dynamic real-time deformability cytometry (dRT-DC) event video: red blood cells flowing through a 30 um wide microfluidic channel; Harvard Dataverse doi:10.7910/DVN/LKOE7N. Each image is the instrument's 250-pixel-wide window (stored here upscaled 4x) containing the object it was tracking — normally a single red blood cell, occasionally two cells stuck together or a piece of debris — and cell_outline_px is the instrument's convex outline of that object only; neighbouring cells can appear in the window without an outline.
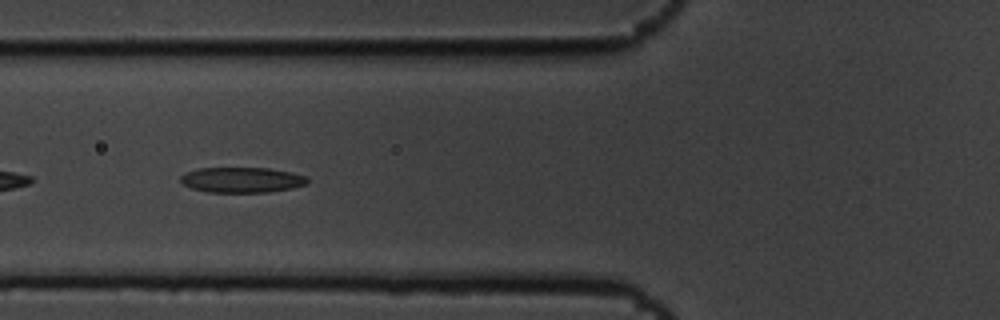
{"species": "common noctule bat (a hibernating species)", "species_latin": "Nyctalus noctula", "temperature_condition": "cold", "stored_images_in_passage": 15, "camera_frame_rate_fps": 3000, "um_per_image_px": 0.085, "animal": {"sex": "male", "body_mass_g": 19.5, "forearm_length_mm": 54.6}, "frame": {"image": 1, "passage_image": 5, "time_ms": 1.333, "image_size_px": [1000, 320], "cell_outline_px": [[308, 184], [292, 188], [268, 192], [208, 192], [192, 188], [184, 184], [180, 180], [180, 176], [184, 172], [196, 168], [268, 168], [292, 172], [308, 176]], "centroid_in_image_um": [20.57, 15.28], "position_along_channel_um": 105.2, "area_um2": 18.9}}
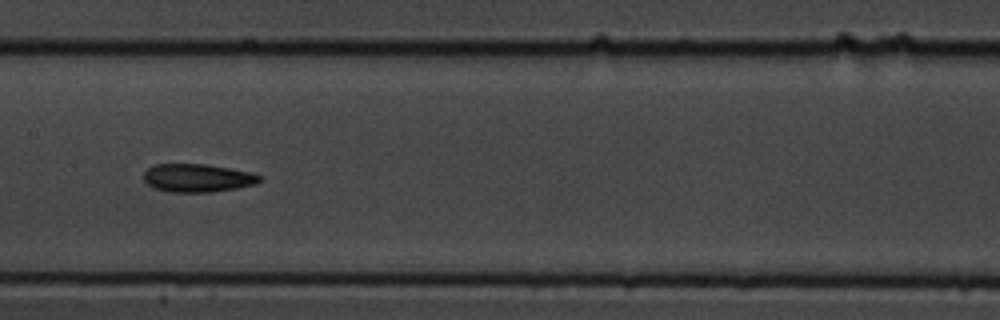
{"frame": {"image": 2, "passage_image": 7, "time_ms": 2.0, "image_size_px": [1000, 320], "cell_outline_px": [[260, 180], [256, 184], [236, 188], [212, 192], [168, 192], [152, 188], [144, 180], [144, 172], [148, 168], [156, 164], [208, 164], [252, 172], [260, 176]], "centroid_in_image_um": [16.77, 15.13], "position_along_channel_um": 190.6, "area_um2": 19.13}}
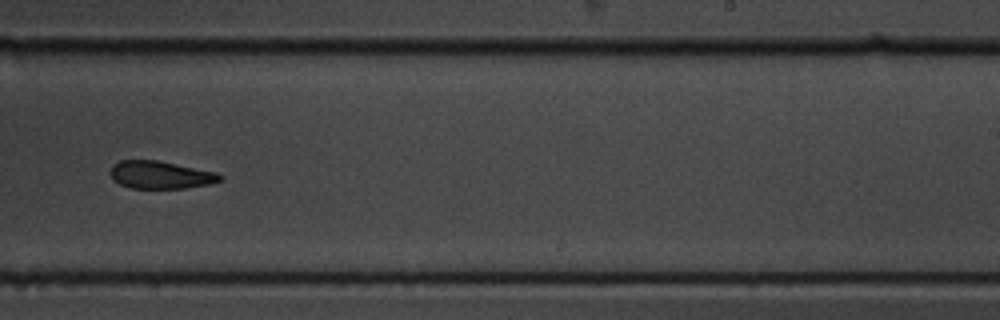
{"frame": {"image": 3, "passage_image": 9, "time_ms": 2.667, "image_size_px": [1000, 320], "cell_outline_px": [[224, 176], [220, 180], [208, 184], [184, 188], [132, 188], [120, 184], [112, 180], [112, 164], [120, 160], [156, 160], [216, 172]], "centroid_in_image_um": [13.63, 14.86], "position_along_channel_um": 275.4, "area_um2": 17.46}}